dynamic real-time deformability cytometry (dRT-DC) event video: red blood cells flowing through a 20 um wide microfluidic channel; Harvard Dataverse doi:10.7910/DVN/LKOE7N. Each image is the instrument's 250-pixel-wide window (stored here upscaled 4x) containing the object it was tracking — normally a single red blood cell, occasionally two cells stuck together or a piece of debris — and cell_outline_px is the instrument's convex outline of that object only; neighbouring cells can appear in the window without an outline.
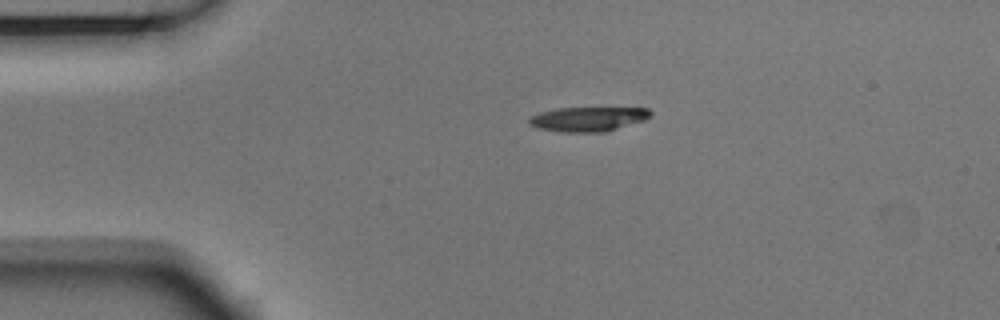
{"species": "Egyptian fruit bat (a non-hibernating species)", "species_latin": "Rousettus aegyptiacus", "temperature_condition": "room temperature", "stored_images_in_passage": 2, "camera_frame_rate_fps": 3000, "um_per_image_px": 0.085, "animal": {"sex": "male"}, "frame": {"image": 1, "passage_image": 1, "time_ms": 0.0, "image_size_px": [1000, 320], "cell_outline_px": [[652, 116], [644, 120], [604, 132], [560, 132], [536, 128], [528, 124], [528, 120], [532, 116], [540, 112], [556, 108], [648, 108], [652, 112]], "centroid_in_image_um": [49.96, 10.12], "position_along_channel_um": 35.0, "area_um2": 17.34}}